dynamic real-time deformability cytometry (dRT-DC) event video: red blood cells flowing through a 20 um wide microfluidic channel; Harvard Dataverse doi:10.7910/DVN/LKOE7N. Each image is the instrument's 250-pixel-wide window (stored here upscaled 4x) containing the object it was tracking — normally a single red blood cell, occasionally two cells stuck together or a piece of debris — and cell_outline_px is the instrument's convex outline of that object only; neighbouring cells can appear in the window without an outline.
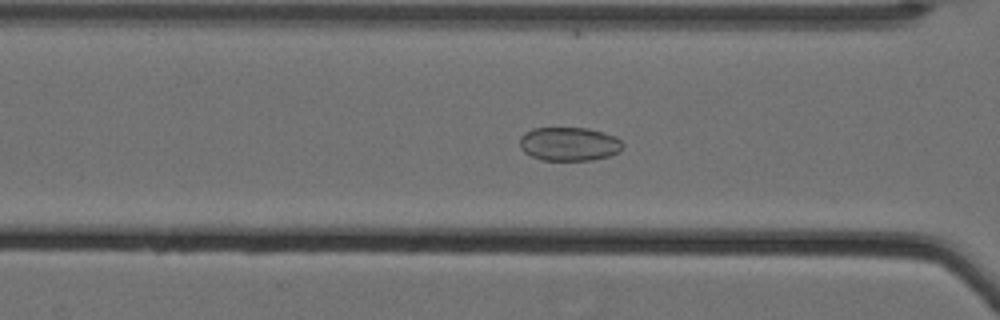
{"species": "Egyptian fruit bat (a non-hibernating species)", "species_latin": "Rousettus aegyptiacus", "temperature_condition": "cold", "stored_images_in_passage": 62, "camera_frame_rate_fps": 3000, "um_per_image_px": 0.085, "animal": {"sex": "female"}, "frame": {"image": 1, "passage_image": 30, "time_ms": 9.667, "image_size_px": [1000, 320], "cell_outline_px": [[624, 144], [616, 152], [608, 156], [592, 160], [540, 160], [524, 152], [520, 148], [520, 136], [524, 132], [532, 128], [588, 128], [604, 132], [616, 136]], "centroid_in_image_um": [48.34, 12.23], "position_along_channel_um": 118.3, "area_um2": 20.29}}
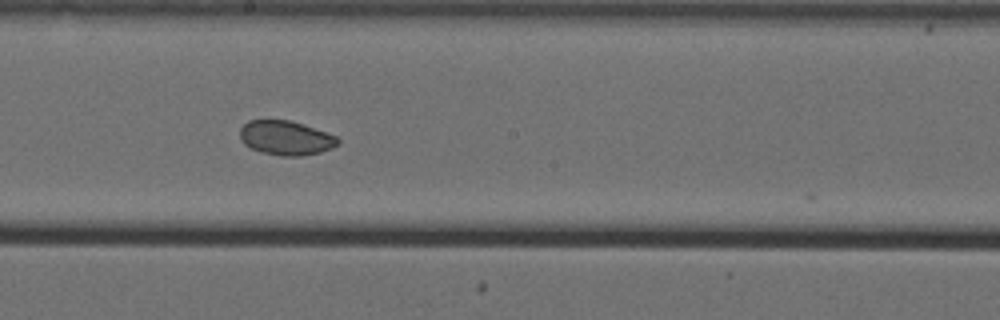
{"frame": {"image": 2, "passage_image": 39, "time_ms": 12.667, "image_size_px": [1000, 320], "cell_outline_px": [[340, 144], [332, 148], [320, 152], [300, 156], [280, 156], [260, 152], [244, 144], [240, 140], [240, 128], [248, 120], [288, 120], [304, 124], [336, 136], [340, 140]], "centroid_in_image_um": [24.29, 11.72], "position_along_channel_um": 223.9, "area_um2": 19.71}}
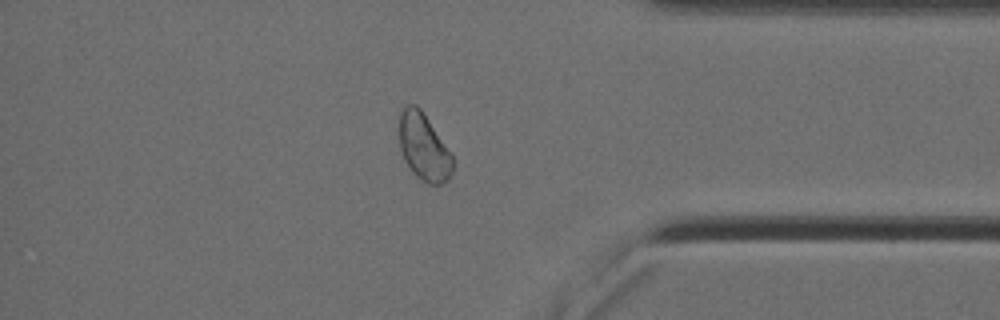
{"frame": {"image": 3, "passage_image": 55, "time_ms": 18.0, "image_size_px": [1000, 320], "cell_outline_px": [[452, 172], [448, 180], [444, 184], [428, 184], [416, 176], [412, 172], [404, 160], [400, 152], [400, 112], [408, 104], [416, 104], [420, 108], [452, 156]], "centroid_in_image_um": [36.0, 12.53], "position_along_channel_um": 399.2, "area_um2": 20.52}, "authors_computed_cell_mechanics": {"area_um2": 23.1489, "velocity_mm_per_s": 3.5035, "shape_relaxation_time_tau1_ms": null, "shape_relaxation_time_tau2_ms": 3.6598, "deformation_change_tau1": null, "deformation_change_tau2": 0.0533}}